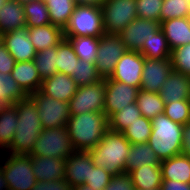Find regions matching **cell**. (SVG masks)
<instances>
[{"label":"cell","instance_id":"cell-19","mask_svg":"<svg viewBox=\"0 0 190 190\" xmlns=\"http://www.w3.org/2000/svg\"><path fill=\"white\" fill-rule=\"evenodd\" d=\"M159 95L165 104L190 100V76L173 70L161 85Z\"/></svg>","mask_w":190,"mask_h":190},{"label":"cell","instance_id":"cell-30","mask_svg":"<svg viewBox=\"0 0 190 190\" xmlns=\"http://www.w3.org/2000/svg\"><path fill=\"white\" fill-rule=\"evenodd\" d=\"M136 103L141 111V115L147 119L152 120L157 115L164 113L165 103L159 93L140 90Z\"/></svg>","mask_w":190,"mask_h":190},{"label":"cell","instance_id":"cell-45","mask_svg":"<svg viewBox=\"0 0 190 190\" xmlns=\"http://www.w3.org/2000/svg\"><path fill=\"white\" fill-rule=\"evenodd\" d=\"M104 190H135L129 173H121L112 176Z\"/></svg>","mask_w":190,"mask_h":190},{"label":"cell","instance_id":"cell-8","mask_svg":"<svg viewBox=\"0 0 190 190\" xmlns=\"http://www.w3.org/2000/svg\"><path fill=\"white\" fill-rule=\"evenodd\" d=\"M100 8L105 33L109 34H120L138 17L136 0H106Z\"/></svg>","mask_w":190,"mask_h":190},{"label":"cell","instance_id":"cell-34","mask_svg":"<svg viewBox=\"0 0 190 190\" xmlns=\"http://www.w3.org/2000/svg\"><path fill=\"white\" fill-rule=\"evenodd\" d=\"M26 17V27H39L51 24L47 5L41 0H31L23 3Z\"/></svg>","mask_w":190,"mask_h":190},{"label":"cell","instance_id":"cell-26","mask_svg":"<svg viewBox=\"0 0 190 190\" xmlns=\"http://www.w3.org/2000/svg\"><path fill=\"white\" fill-rule=\"evenodd\" d=\"M135 189L160 188L162 174L160 165H143L129 172Z\"/></svg>","mask_w":190,"mask_h":190},{"label":"cell","instance_id":"cell-37","mask_svg":"<svg viewBox=\"0 0 190 190\" xmlns=\"http://www.w3.org/2000/svg\"><path fill=\"white\" fill-rule=\"evenodd\" d=\"M34 62L42 81L57 73V46L38 51Z\"/></svg>","mask_w":190,"mask_h":190},{"label":"cell","instance_id":"cell-31","mask_svg":"<svg viewBox=\"0 0 190 190\" xmlns=\"http://www.w3.org/2000/svg\"><path fill=\"white\" fill-rule=\"evenodd\" d=\"M18 116L13 105L0 106V142L7 148L14 138Z\"/></svg>","mask_w":190,"mask_h":190},{"label":"cell","instance_id":"cell-57","mask_svg":"<svg viewBox=\"0 0 190 190\" xmlns=\"http://www.w3.org/2000/svg\"><path fill=\"white\" fill-rule=\"evenodd\" d=\"M2 42V34H0V43Z\"/></svg>","mask_w":190,"mask_h":190},{"label":"cell","instance_id":"cell-29","mask_svg":"<svg viewBox=\"0 0 190 190\" xmlns=\"http://www.w3.org/2000/svg\"><path fill=\"white\" fill-rule=\"evenodd\" d=\"M139 52L145 58L154 59H170L171 49L168 45L165 34L159 29L153 36H151L148 41L144 42L143 47Z\"/></svg>","mask_w":190,"mask_h":190},{"label":"cell","instance_id":"cell-48","mask_svg":"<svg viewBox=\"0 0 190 190\" xmlns=\"http://www.w3.org/2000/svg\"><path fill=\"white\" fill-rule=\"evenodd\" d=\"M181 154L190 157V122L182 126Z\"/></svg>","mask_w":190,"mask_h":190},{"label":"cell","instance_id":"cell-20","mask_svg":"<svg viewBox=\"0 0 190 190\" xmlns=\"http://www.w3.org/2000/svg\"><path fill=\"white\" fill-rule=\"evenodd\" d=\"M160 29L165 34L171 51L190 43V17L162 21Z\"/></svg>","mask_w":190,"mask_h":190},{"label":"cell","instance_id":"cell-42","mask_svg":"<svg viewBox=\"0 0 190 190\" xmlns=\"http://www.w3.org/2000/svg\"><path fill=\"white\" fill-rule=\"evenodd\" d=\"M163 0H136L138 18L155 20L160 23Z\"/></svg>","mask_w":190,"mask_h":190},{"label":"cell","instance_id":"cell-55","mask_svg":"<svg viewBox=\"0 0 190 190\" xmlns=\"http://www.w3.org/2000/svg\"><path fill=\"white\" fill-rule=\"evenodd\" d=\"M0 149H4V150H6V148L1 144V142H0Z\"/></svg>","mask_w":190,"mask_h":190},{"label":"cell","instance_id":"cell-7","mask_svg":"<svg viewBox=\"0 0 190 190\" xmlns=\"http://www.w3.org/2000/svg\"><path fill=\"white\" fill-rule=\"evenodd\" d=\"M0 163L10 190H31L37 182L33 174L30 155L11 154Z\"/></svg>","mask_w":190,"mask_h":190},{"label":"cell","instance_id":"cell-28","mask_svg":"<svg viewBox=\"0 0 190 190\" xmlns=\"http://www.w3.org/2000/svg\"><path fill=\"white\" fill-rule=\"evenodd\" d=\"M44 2L48 8L51 24L64 30L76 7L74 0H45Z\"/></svg>","mask_w":190,"mask_h":190},{"label":"cell","instance_id":"cell-13","mask_svg":"<svg viewBox=\"0 0 190 190\" xmlns=\"http://www.w3.org/2000/svg\"><path fill=\"white\" fill-rule=\"evenodd\" d=\"M144 59L139 51L127 50L116 64L110 79L140 88Z\"/></svg>","mask_w":190,"mask_h":190},{"label":"cell","instance_id":"cell-14","mask_svg":"<svg viewBox=\"0 0 190 190\" xmlns=\"http://www.w3.org/2000/svg\"><path fill=\"white\" fill-rule=\"evenodd\" d=\"M159 29V22L137 17L119 35L127 50L139 51Z\"/></svg>","mask_w":190,"mask_h":190},{"label":"cell","instance_id":"cell-39","mask_svg":"<svg viewBox=\"0 0 190 190\" xmlns=\"http://www.w3.org/2000/svg\"><path fill=\"white\" fill-rule=\"evenodd\" d=\"M77 86H86L102 80L98 74L95 63L79 60L74 74L71 76Z\"/></svg>","mask_w":190,"mask_h":190},{"label":"cell","instance_id":"cell-16","mask_svg":"<svg viewBox=\"0 0 190 190\" xmlns=\"http://www.w3.org/2000/svg\"><path fill=\"white\" fill-rule=\"evenodd\" d=\"M2 43L16 62L34 60L37 51L30 41L28 27L2 34Z\"/></svg>","mask_w":190,"mask_h":190},{"label":"cell","instance_id":"cell-18","mask_svg":"<svg viewBox=\"0 0 190 190\" xmlns=\"http://www.w3.org/2000/svg\"><path fill=\"white\" fill-rule=\"evenodd\" d=\"M77 88L71 76L57 72L42 81L40 91L48 97L69 103Z\"/></svg>","mask_w":190,"mask_h":190},{"label":"cell","instance_id":"cell-51","mask_svg":"<svg viewBox=\"0 0 190 190\" xmlns=\"http://www.w3.org/2000/svg\"><path fill=\"white\" fill-rule=\"evenodd\" d=\"M0 190H9L8 188V182L4 178L3 171L0 167Z\"/></svg>","mask_w":190,"mask_h":190},{"label":"cell","instance_id":"cell-32","mask_svg":"<svg viewBox=\"0 0 190 190\" xmlns=\"http://www.w3.org/2000/svg\"><path fill=\"white\" fill-rule=\"evenodd\" d=\"M68 39L79 60L95 63L99 38L90 36H64Z\"/></svg>","mask_w":190,"mask_h":190},{"label":"cell","instance_id":"cell-17","mask_svg":"<svg viewBox=\"0 0 190 190\" xmlns=\"http://www.w3.org/2000/svg\"><path fill=\"white\" fill-rule=\"evenodd\" d=\"M93 165L92 157L88 151L75 150L65 159L64 179L71 187L85 184L89 179L90 168Z\"/></svg>","mask_w":190,"mask_h":190},{"label":"cell","instance_id":"cell-4","mask_svg":"<svg viewBox=\"0 0 190 190\" xmlns=\"http://www.w3.org/2000/svg\"><path fill=\"white\" fill-rule=\"evenodd\" d=\"M152 131L148 144L161 161L181 154L182 124L169 119L164 113L151 120Z\"/></svg>","mask_w":190,"mask_h":190},{"label":"cell","instance_id":"cell-9","mask_svg":"<svg viewBox=\"0 0 190 190\" xmlns=\"http://www.w3.org/2000/svg\"><path fill=\"white\" fill-rule=\"evenodd\" d=\"M126 51L119 34L104 33L99 38L95 66L102 79L111 77L116 64Z\"/></svg>","mask_w":190,"mask_h":190},{"label":"cell","instance_id":"cell-52","mask_svg":"<svg viewBox=\"0 0 190 190\" xmlns=\"http://www.w3.org/2000/svg\"><path fill=\"white\" fill-rule=\"evenodd\" d=\"M73 190H95V189H92L91 187L87 186L86 184H82V185L74 186Z\"/></svg>","mask_w":190,"mask_h":190},{"label":"cell","instance_id":"cell-3","mask_svg":"<svg viewBox=\"0 0 190 190\" xmlns=\"http://www.w3.org/2000/svg\"><path fill=\"white\" fill-rule=\"evenodd\" d=\"M131 143L123 133L108 130L102 140L88 150L93 164L113 176L126 172V160Z\"/></svg>","mask_w":190,"mask_h":190},{"label":"cell","instance_id":"cell-15","mask_svg":"<svg viewBox=\"0 0 190 190\" xmlns=\"http://www.w3.org/2000/svg\"><path fill=\"white\" fill-rule=\"evenodd\" d=\"M172 71L171 59L145 58L140 90L159 93Z\"/></svg>","mask_w":190,"mask_h":190},{"label":"cell","instance_id":"cell-12","mask_svg":"<svg viewBox=\"0 0 190 190\" xmlns=\"http://www.w3.org/2000/svg\"><path fill=\"white\" fill-rule=\"evenodd\" d=\"M104 113L108 119L125 106L135 103L140 88L105 78Z\"/></svg>","mask_w":190,"mask_h":190},{"label":"cell","instance_id":"cell-46","mask_svg":"<svg viewBox=\"0 0 190 190\" xmlns=\"http://www.w3.org/2000/svg\"><path fill=\"white\" fill-rule=\"evenodd\" d=\"M31 190H73V187L63 178L52 181H37Z\"/></svg>","mask_w":190,"mask_h":190},{"label":"cell","instance_id":"cell-21","mask_svg":"<svg viewBox=\"0 0 190 190\" xmlns=\"http://www.w3.org/2000/svg\"><path fill=\"white\" fill-rule=\"evenodd\" d=\"M33 174L37 181H52L65 176V159L55 157L30 156Z\"/></svg>","mask_w":190,"mask_h":190},{"label":"cell","instance_id":"cell-40","mask_svg":"<svg viewBox=\"0 0 190 190\" xmlns=\"http://www.w3.org/2000/svg\"><path fill=\"white\" fill-rule=\"evenodd\" d=\"M182 17H190V3L188 0H163L160 22Z\"/></svg>","mask_w":190,"mask_h":190},{"label":"cell","instance_id":"cell-53","mask_svg":"<svg viewBox=\"0 0 190 190\" xmlns=\"http://www.w3.org/2000/svg\"><path fill=\"white\" fill-rule=\"evenodd\" d=\"M9 1H12V0H0V8L3 6V4H4L5 2H9Z\"/></svg>","mask_w":190,"mask_h":190},{"label":"cell","instance_id":"cell-5","mask_svg":"<svg viewBox=\"0 0 190 190\" xmlns=\"http://www.w3.org/2000/svg\"><path fill=\"white\" fill-rule=\"evenodd\" d=\"M75 151L66 126L43 128L30 156L67 159Z\"/></svg>","mask_w":190,"mask_h":190},{"label":"cell","instance_id":"cell-10","mask_svg":"<svg viewBox=\"0 0 190 190\" xmlns=\"http://www.w3.org/2000/svg\"><path fill=\"white\" fill-rule=\"evenodd\" d=\"M30 96L36 103L42 127L45 129L66 126L71 117L69 103L46 96L40 90Z\"/></svg>","mask_w":190,"mask_h":190},{"label":"cell","instance_id":"cell-54","mask_svg":"<svg viewBox=\"0 0 190 190\" xmlns=\"http://www.w3.org/2000/svg\"><path fill=\"white\" fill-rule=\"evenodd\" d=\"M135 190H161L160 188H152V189H135Z\"/></svg>","mask_w":190,"mask_h":190},{"label":"cell","instance_id":"cell-49","mask_svg":"<svg viewBox=\"0 0 190 190\" xmlns=\"http://www.w3.org/2000/svg\"><path fill=\"white\" fill-rule=\"evenodd\" d=\"M161 190H190V183L174 180H162Z\"/></svg>","mask_w":190,"mask_h":190},{"label":"cell","instance_id":"cell-35","mask_svg":"<svg viewBox=\"0 0 190 190\" xmlns=\"http://www.w3.org/2000/svg\"><path fill=\"white\" fill-rule=\"evenodd\" d=\"M26 96L27 94L14 80L11 73H0V102L3 105H13Z\"/></svg>","mask_w":190,"mask_h":190},{"label":"cell","instance_id":"cell-11","mask_svg":"<svg viewBox=\"0 0 190 190\" xmlns=\"http://www.w3.org/2000/svg\"><path fill=\"white\" fill-rule=\"evenodd\" d=\"M105 92V79L94 84L79 86L69 101L70 114L103 112Z\"/></svg>","mask_w":190,"mask_h":190},{"label":"cell","instance_id":"cell-36","mask_svg":"<svg viewBox=\"0 0 190 190\" xmlns=\"http://www.w3.org/2000/svg\"><path fill=\"white\" fill-rule=\"evenodd\" d=\"M141 116V111L139 110L137 103L129 104L119 112L114 113L108 119L109 130L122 133L129 124L133 123Z\"/></svg>","mask_w":190,"mask_h":190},{"label":"cell","instance_id":"cell-27","mask_svg":"<svg viewBox=\"0 0 190 190\" xmlns=\"http://www.w3.org/2000/svg\"><path fill=\"white\" fill-rule=\"evenodd\" d=\"M160 163L156 153L147 142L131 144L126 160V172L129 173L143 165H160Z\"/></svg>","mask_w":190,"mask_h":190},{"label":"cell","instance_id":"cell-1","mask_svg":"<svg viewBox=\"0 0 190 190\" xmlns=\"http://www.w3.org/2000/svg\"><path fill=\"white\" fill-rule=\"evenodd\" d=\"M18 116L16 132L6 151L11 154L29 155L43 129L36 103L30 95L14 103Z\"/></svg>","mask_w":190,"mask_h":190},{"label":"cell","instance_id":"cell-6","mask_svg":"<svg viewBox=\"0 0 190 190\" xmlns=\"http://www.w3.org/2000/svg\"><path fill=\"white\" fill-rule=\"evenodd\" d=\"M105 33L100 7L76 5L64 36H90L100 38Z\"/></svg>","mask_w":190,"mask_h":190},{"label":"cell","instance_id":"cell-33","mask_svg":"<svg viewBox=\"0 0 190 190\" xmlns=\"http://www.w3.org/2000/svg\"><path fill=\"white\" fill-rule=\"evenodd\" d=\"M78 61L79 58L76 55L71 42L64 38L57 45V72L72 76Z\"/></svg>","mask_w":190,"mask_h":190},{"label":"cell","instance_id":"cell-41","mask_svg":"<svg viewBox=\"0 0 190 190\" xmlns=\"http://www.w3.org/2000/svg\"><path fill=\"white\" fill-rule=\"evenodd\" d=\"M164 114L182 125L190 122V100H179L165 104Z\"/></svg>","mask_w":190,"mask_h":190},{"label":"cell","instance_id":"cell-47","mask_svg":"<svg viewBox=\"0 0 190 190\" xmlns=\"http://www.w3.org/2000/svg\"><path fill=\"white\" fill-rule=\"evenodd\" d=\"M15 59L8 52L6 46L1 42L0 43V73L9 74L15 65Z\"/></svg>","mask_w":190,"mask_h":190},{"label":"cell","instance_id":"cell-23","mask_svg":"<svg viewBox=\"0 0 190 190\" xmlns=\"http://www.w3.org/2000/svg\"><path fill=\"white\" fill-rule=\"evenodd\" d=\"M28 35L38 52L57 46L64 39V30L59 26L47 24L39 27H28Z\"/></svg>","mask_w":190,"mask_h":190},{"label":"cell","instance_id":"cell-44","mask_svg":"<svg viewBox=\"0 0 190 190\" xmlns=\"http://www.w3.org/2000/svg\"><path fill=\"white\" fill-rule=\"evenodd\" d=\"M112 174L99 166L93 165L90 168L89 179L85 184L95 190H104L112 178Z\"/></svg>","mask_w":190,"mask_h":190},{"label":"cell","instance_id":"cell-38","mask_svg":"<svg viewBox=\"0 0 190 190\" xmlns=\"http://www.w3.org/2000/svg\"><path fill=\"white\" fill-rule=\"evenodd\" d=\"M152 123L146 117H139L122 132L131 144L146 143L151 135Z\"/></svg>","mask_w":190,"mask_h":190},{"label":"cell","instance_id":"cell-22","mask_svg":"<svg viewBox=\"0 0 190 190\" xmlns=\"http://www.w3.org/2000/svg\"><path fill=\"white\" fill-rule=\"evenodd\" d=\"M11 75L27 95L41 89L42 79L38 74L34 60L15 62Z\"/></svg>","mask_w":190,"mask_h":190},{"label":"cell","instance_id":"cell-25","mask_svg":"<svg viewBox=\"0 0 190 190\" xmlns=\"http://www.w3.org/2000/svg\"><path fill=\"white\" fill-rule=\"evenodd\" d=\"M162 180L190 183V157L183 154L161 161Z\"/></svg>","mask_w":190,"mask_h":190},{"label":"cell","instance_id":"cell-24","mask_svg":"<svg viewBox=\"0 0 190 190\" xmlns=\"http://www.w3.org/2000/svg\"><path fill=\"white\" fill-rule=\"evenodd\" d=\"M26 27L23 3L17 0L5 2L0 8V34Z\"/></svg>","mask_w":190,"mask_h":190},{"label":"cell","instance_id":"cell-2","mask_svg":"<svg viewBox=\"0 0 190 190\" xmlns=\"http://www.w3.org/2000/svg\"><path fill=\"white\" fill-rule=\"evenodd\" d=\"M75 150L94 148L109 130L108 117L104 112L73 114L66 123Z\"/></svg>","mask_w":190,"mask_h":190},{"label":"cell","instance_id":"cell-50","mask_svg":"<svg viewBox=\"0 0 190 190\" xmlns=\"http://www.w3.org/2000/svg\"><path fill=\"white\" fill-rule=\"evenodd\" d=\"M106 0H74L76 5L101 7Z\"/></svg>","mask_w":190,"mask_h":190},{"label":"cell","instance_id":"cell-43","mask_svg":"<svg viewBox=\"0 0 190 190\" xmlns=\"http://www.w3.org/2000/svg\"><path fill=\"white\" fill-rule=\"evenodd\" d=\"M173 70L190 76V43L171 51Z\"/></svg>","mask_w":190,"mask_h":190},{"label":"cell","instance_id":"cell-56","mask_svg":"<svg viewBox=\"0 0 190 190\" xmlns=\"http://www.w3.org/2000/svg\"><path fill=\"white\" fill-rule=\"evenodd\" d=\"M17 1L24 3V2H27V1H31V0H17Z\"/></svg>","mask_w":190,"mask_h":190}]
</instances>
